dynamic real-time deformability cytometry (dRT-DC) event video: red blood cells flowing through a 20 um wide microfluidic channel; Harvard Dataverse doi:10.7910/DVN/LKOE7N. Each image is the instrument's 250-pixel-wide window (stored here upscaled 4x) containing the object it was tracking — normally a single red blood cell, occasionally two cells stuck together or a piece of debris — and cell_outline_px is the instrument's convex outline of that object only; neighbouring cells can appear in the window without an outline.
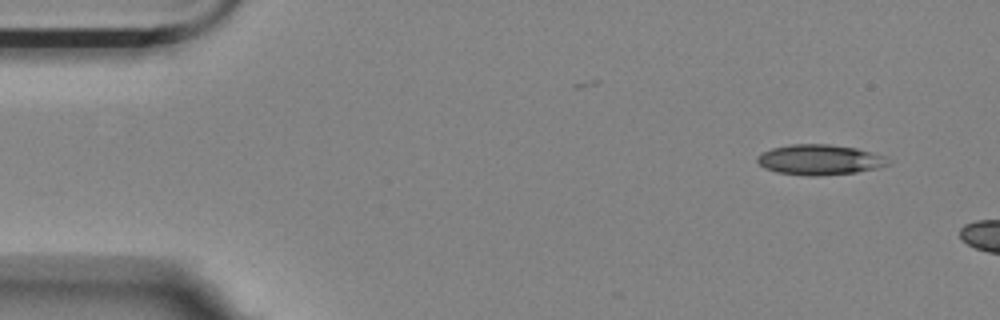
{"species": "Egyptian fruit bat (a non-hibernating species)", "species_latin": "Rousettus aegyptiacus", "temperature_condition": "room temperature", "stored_images_in_passage": 3, "camera_frame_rate_fps": 3000, "um_per_image_px": 0.085, "animal": {"sex": "female"}, "frame": {"image": 1, "passage_image": 1, "time_ms": 0.0, "image_size_px": [1000, 320], "cell_outline_px": [[892, 164], [880, 168], [856, 172], [820, 176], [808, 176], [776, 172], [764, 168], [756, 160], [756, 156], [772, 148], [792, 144], [828, 144], [856, 148], [888, 156]], "centroid_in_image_um": [69.73, 13.58], "position_along_channel_um": 15.3, "area_um2": 23.41}}